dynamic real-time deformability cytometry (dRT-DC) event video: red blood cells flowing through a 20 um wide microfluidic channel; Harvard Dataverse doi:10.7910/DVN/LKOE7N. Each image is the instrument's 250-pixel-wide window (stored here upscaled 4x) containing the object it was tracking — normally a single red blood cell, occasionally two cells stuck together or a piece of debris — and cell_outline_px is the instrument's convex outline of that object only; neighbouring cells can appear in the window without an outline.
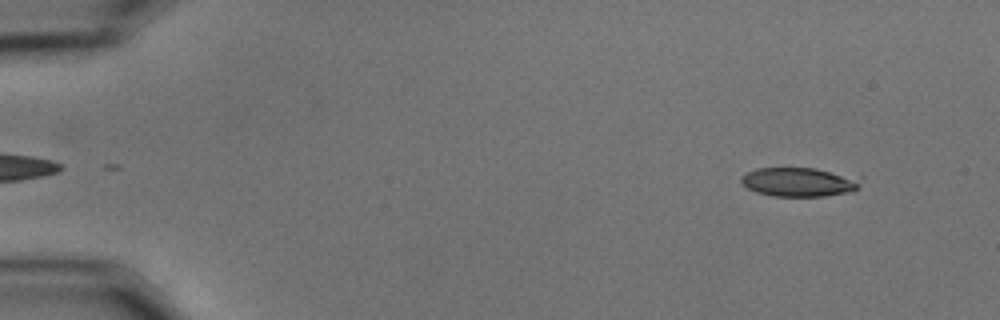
{"species": "common noctule bat (a hibernating species)", "species_latin": "Nyctalus noctula", "temperature_condition": "cold", "stored_images_in_passage": 21, "camera_frame_rate_fps": 3000, "um_per_image_px": 0.085, "animal": {"sex": "male", "body_mass_g": 15.6}, "frame": {"image": 1, "passage_image": 5, "time_ms": 1.333, "image_size_px": [1000, 320], "cell_outline_px": [[864, 176], [860, 188], [848, 192], [824, 196], [772, 196], [756, 192], [748, 188], [740, 180], [740, 176], [744, 172], [756, 168], [816, 168]], "centroid_in_image_um": [68.0, 15.45], "position_along_channel_um": 17.0, "area_um2": 20.81}}
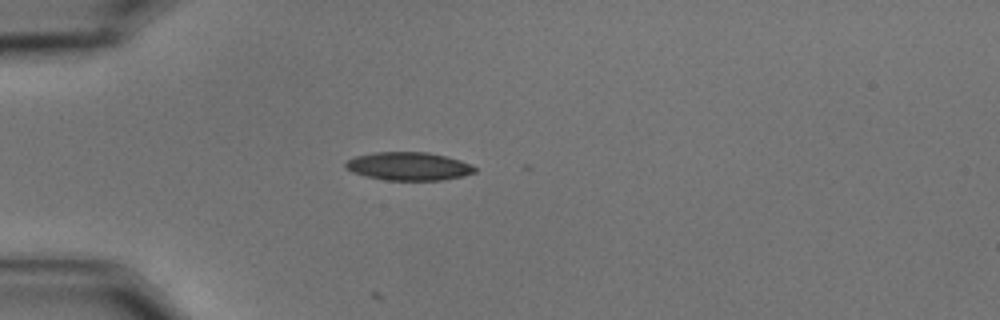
{"frame": {"image": 2, "passage_image": 16, "time_ms": 5.0, "image_size_px": [1000, 320], "cell_outline_px": [[476, 172], [464, 176], [440, 180], [384, 180], [364, 176], [352, 172], [344, 168], [344, 164], [348, 160], [356, 156], [372, 152], [428, 152], [460, 160], [476, 168]], "centroid_in_image_um": [34.69, 14.13], "position_along_channel_um": 50.3, "area_um2": 21.27}}